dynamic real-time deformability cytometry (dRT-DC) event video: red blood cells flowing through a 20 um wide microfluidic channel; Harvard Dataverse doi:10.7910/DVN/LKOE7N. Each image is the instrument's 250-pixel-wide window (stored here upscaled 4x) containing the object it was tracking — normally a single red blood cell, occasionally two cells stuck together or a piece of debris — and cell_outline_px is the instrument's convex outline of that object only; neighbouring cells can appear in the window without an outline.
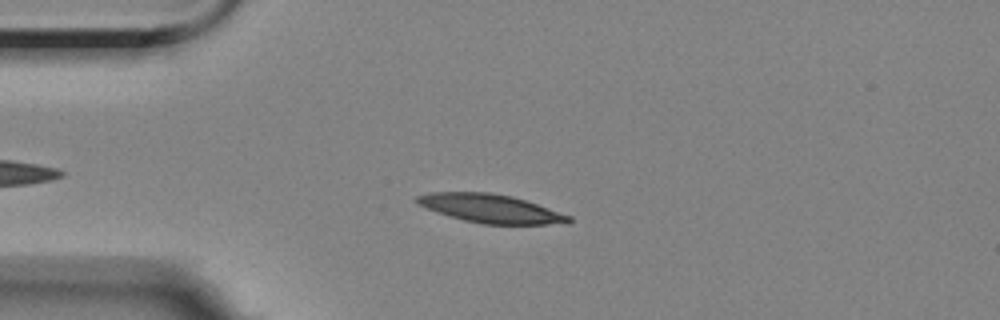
{"species": "Egyptian fruit bat (a non-hibernating species)", "species_latin": "Rousettus aegyptiacus", "temperature_condition": "room temperature", "stored_images_in_passage": 47, "camera_frame_rate_fps": 3000, "um_per_image_px": 0.085, "animal": {"sex": "female"}, "frame": {"image": 1, "passage_image": 9, "time_ms": 2.667, "image_size_px": [1000, 320], "cell_outline_px": [[572, 220], [568, 224], [480, 224], [448, 216], [436, 212], [416, 204], [412, 200], [416, 196], [432, 192], [488, 192], [512, 196], [572, 216]], "centroid_in_image_um": [41.66, 17.73], "position_along_channel_um": 43.3, "area_um2": 25.37}}
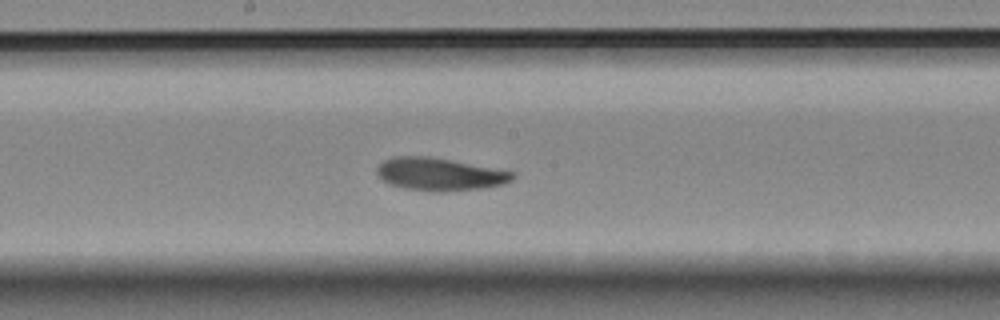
{"frame": {"image": 2, "passage_image": 25, "time_ms": 8.0, "image_size_px": [1000, 320], "cell_outline_px": [[516, 176], [512, 180], [504, 184], [480, 188], [444, 192], [432, 192], [404, 188], [388, 184], [376, 176], [376, 168], [384, 160], [396, 156], [428, 156], [516, 172]], "centroid_in_image_um": [37.34, 14.82], "position_along_channel_um": 210.9, "area_um2": 26.01}}
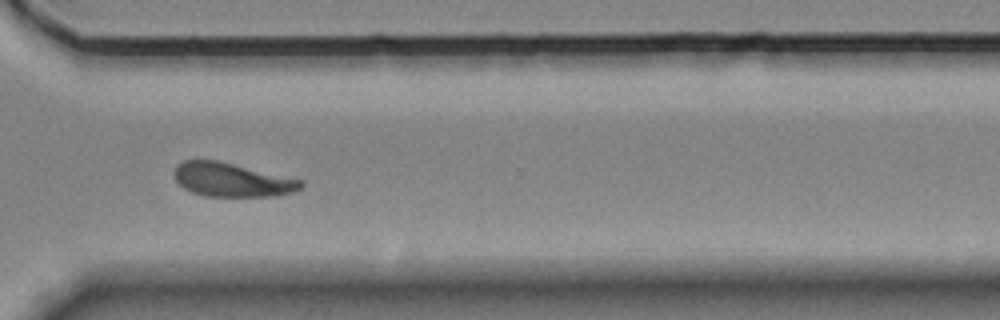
{"frame": {"image": 3, "passage_image": 37, "time_ms": 12.0, "image_size_px": [1000, 320], "cell_outline_px": [[304, 188], [292, 192], [276, 196], [204, 196], [192, 192], [184, 188], [176, 180], [176, 164], [184, 160], [216, 160], [304, 180]], "centroid_in_image_um": [19.76, 15.29], "position_along_channel_um": 350.8, "area_um2": 24.85}, "authors_computed_cell_mechanics": {"area_um2": 25.143, "velocity_mm_per_s": 3.5018, "shape_relaxation_time_tau1_ms": 5.0151, "shape_relaxation_time_tau2_ms": 4.7187, "deformation_change_tau1": 0.1457, "deformation_change_tau2": 0.1231}}